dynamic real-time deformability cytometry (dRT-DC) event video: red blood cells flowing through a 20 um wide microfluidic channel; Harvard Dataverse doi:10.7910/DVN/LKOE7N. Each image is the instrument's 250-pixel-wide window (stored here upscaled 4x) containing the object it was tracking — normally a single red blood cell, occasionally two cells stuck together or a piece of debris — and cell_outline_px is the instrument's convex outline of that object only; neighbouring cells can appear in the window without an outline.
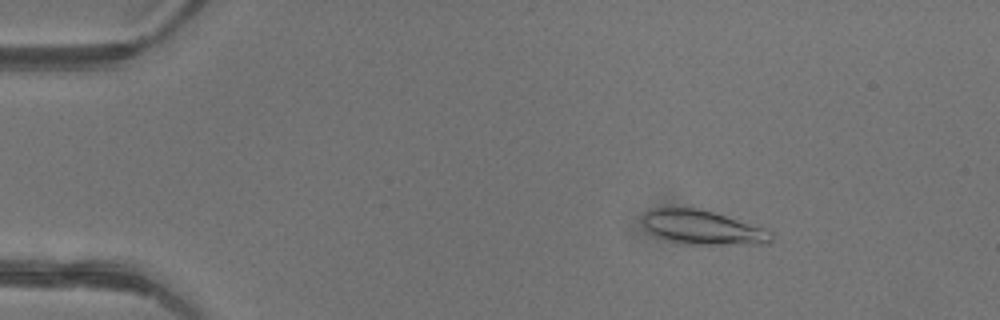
{"species": "common noctule bat (a hibernating species)", "species_latin": "Nyctalus noctula", "temperature_condition": "warm", "stored_images_in_passage": 41, "camera_frame_rate_fps": 3000, "um_per_image_px": 0.085, "animal": {"sex": "female"}, "frame": {"image": 1, "passage_image": 1, "time_ms": 0.0, "image_size_px": [1000, 320], "cell_outline_px": [[772, 240], [768, 244], [684, 244], [656, 236], [648, 232], [644, 224], [644, 212], [652, 208], [700, 208], [772, 232]], "centroid_in_image_um": [59.67, 19.34], "position_along_channel_um": 25.3, "area_um2": 25.03}}
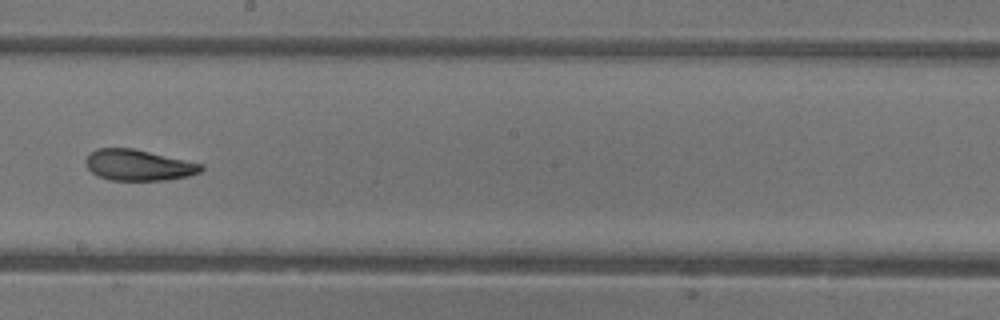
{"frame": {"image": 2, "passage_image": 21, "time_ms": 6.667, "image_size_px": [1000, 320], "cell_outline_px": [[204, 168], [200, 172], [188, 176], [168, 180], [112, 180], [100, 176], [92, 172], [88, 168], [84, 160], [96, 148], [132, 148], [204, 164]], "centroid_in_image_um": [11.79, 14.03], "position_along_channel_um": 236.4, "area_um2": 20.69}}
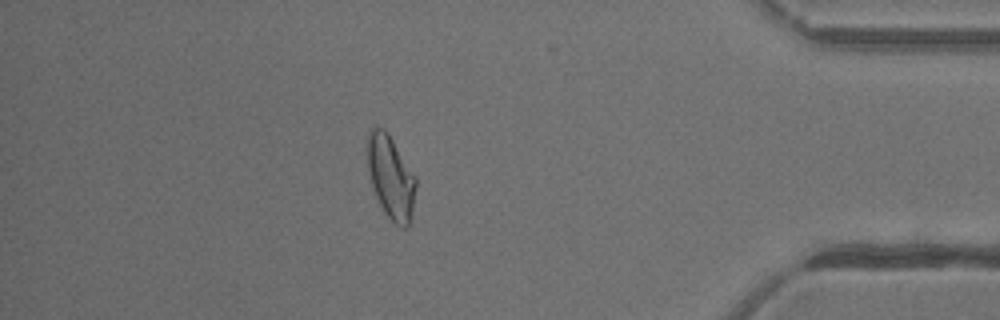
{"frame": {"image": 3, "passage_image": 35, "time_ms": 11.333, "image_size_px": [1000, 320], "cell_outline_px": [[416, 188], [412, 208], [408, 224], [404, 228], [396, 224], [384, 212], [372, 188], [364, 148], [364, 144], [368, 132], [372, 128], [384, 128], [416, 176]], "centroid_in_image_um": [33.16, 14.99], "position_along_channel_um": 402.0, "area_um2": 23.52}, "authors_computed_cell_mechanics": {"area_um2": 22.4264, "velocity_mm_per_s": 4.3939, "shape_relaxation_time_tau1_ms": 6.4677, "shape_relaxation_time_tau2_ms": 2.6793, "deformation_change_tau1": 0.1826, "deformation_change_tau2": 0.1002}}